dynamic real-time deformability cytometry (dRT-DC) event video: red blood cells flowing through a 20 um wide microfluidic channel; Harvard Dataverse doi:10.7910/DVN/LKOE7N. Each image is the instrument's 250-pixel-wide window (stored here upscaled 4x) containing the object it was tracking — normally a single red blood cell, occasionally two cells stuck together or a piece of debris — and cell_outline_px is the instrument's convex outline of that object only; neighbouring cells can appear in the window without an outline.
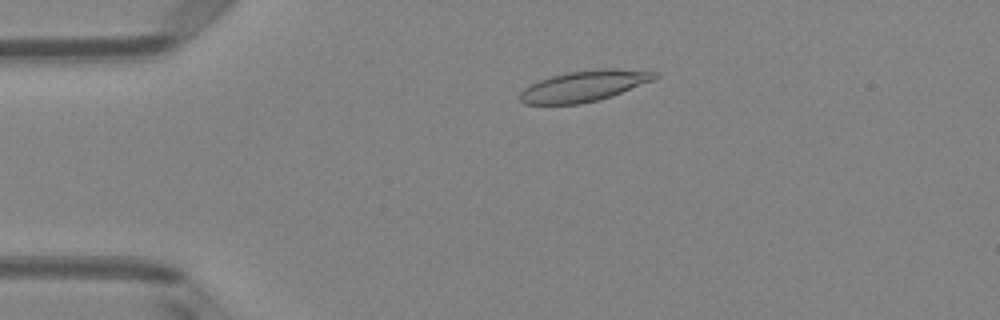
{"species": "Egyptian fruit bat (a non-hibernating species)", "species_latin": "Rousettus aegyptiacus", "temperature_condition": "room temperature", "stored_images_in_passage": 50, "camera_frame_rate_fps": 3000, "um_per_image_px": 0.085, "animal": {"sex": "female"}, "frame": {"image": 1, "passage_image": 11, "time_ms": 3.333, "image_size_px": [1000, 320], "cell_outline_px": [[660, 76], [656, 80], [612, 96], [580, 104], [524, 104], [520, 100], [520, 92], [528, 84], [552, 76], [568, 72], [600, 68], [612, 68], [656, 72]], "centroid_in_image_um": [49.68, 7.3], "position_along_channel_um": 35.3, "area_um2": 24.39}}
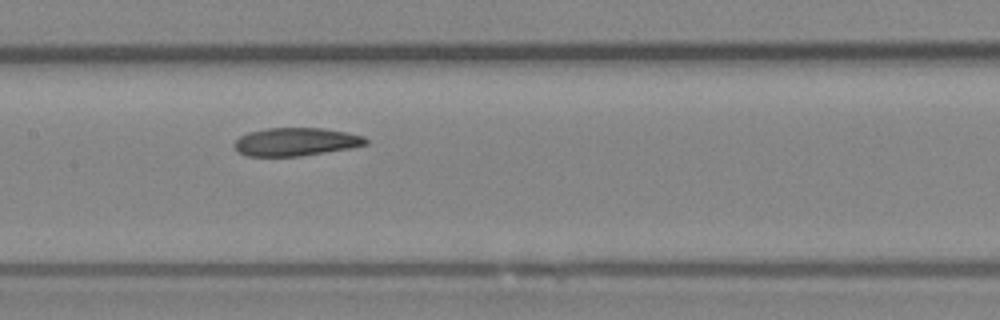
{"frame": {"image": 2, "passage_image": 25, "time_ms": 8.0, "image_size_px": [1000, 320], "cell_outline_px": [[368, 144], [352, 148], [300, 156], [248, 156], [236, 152], [232, 144], [240, 136], [248, 132], [268, 128], [324, 128], [348, 132], [364, 136], [368, 140]], "centroid_in_image_um": [25.14, 12.05], "position_along_channel_um": 182.3, "area_um2": 21.79}}
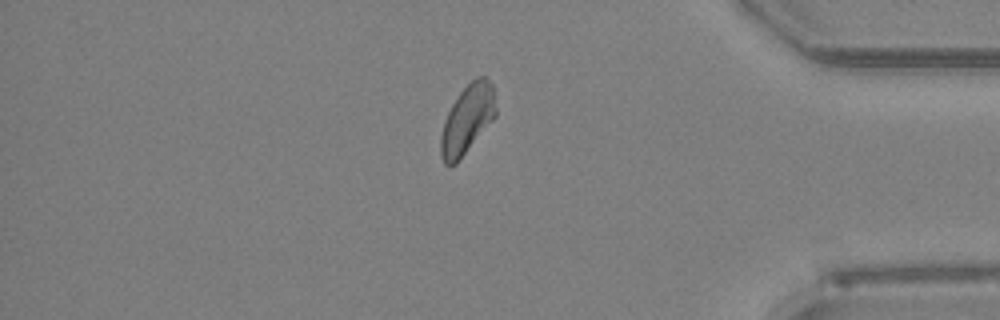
{"frame": {"image": 3, "passage_image": 43, "time_ms": 14.0, "image_size_px": [1000, 320], "cell_outline_px": [[496, 116], [456, 164], [444, 164], [440, 156], [440, 136], [444, 120], [452, 104], [460, 92], [476, 76], [484, 76], [492, 84], [496, 108]], "centroid_in_image_um": [39.71, 10.15], "position_along_channel_um": 395.5, "area_um2": 21.96}, "authors_computed_cell_mechanics": {"area_um2": 22.1952, "velocity_mm_per_s": 4.024, "shape_relaxation_time_tau1_ms": 7.2209, "shape_relaxation_time_tau2_ms": 3.7685, "deformation_change_tau1": 0.1802, "deformation_change_tau2": 0.1102}}